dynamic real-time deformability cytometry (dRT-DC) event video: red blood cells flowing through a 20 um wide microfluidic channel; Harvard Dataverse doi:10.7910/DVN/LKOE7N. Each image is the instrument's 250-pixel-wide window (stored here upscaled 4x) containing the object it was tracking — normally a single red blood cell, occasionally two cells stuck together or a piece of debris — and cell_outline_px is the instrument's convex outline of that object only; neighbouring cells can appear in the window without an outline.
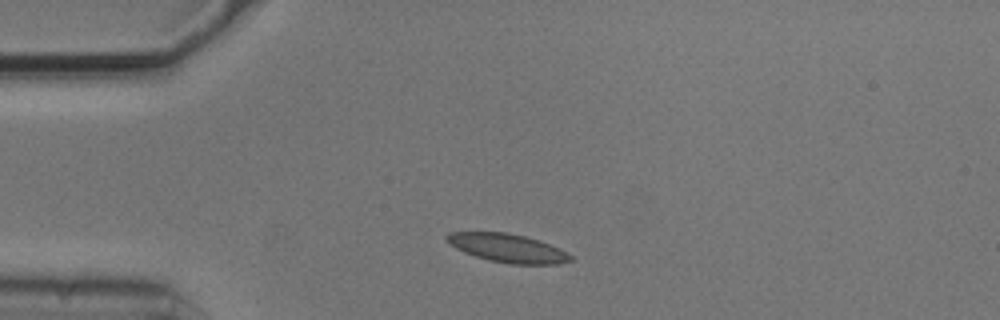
{"species": "common noctule bat (a hibernating species)", "species_latin": "Nyctalus noctula", "temperature_condition": "cold", "stored_images_in_passage": 5, "camera_frame_rate_fps": 3000, "um_per_image_px": 0.085, "animal": {"sex": "male", "body_mass_g": 20.5, "forearm_length_mm": 52.5}, "frame": {"image": 1, "passage_image": 5, "time_ms": 1.333, "image_size_px": [1000, 320], "cell_outline_px": [[572, 260], [556, 264], [508, 264], [488, 260], [464, 252], [448, 244], [444, 240], [444, 236], [448, 232], [508, 232], [540, 240], [560, 248], [572, 256]], "centroid_in_image_um": [43.11, 21.08], "position_along_channel_um": 41.9, "area_um2": 20.75}}